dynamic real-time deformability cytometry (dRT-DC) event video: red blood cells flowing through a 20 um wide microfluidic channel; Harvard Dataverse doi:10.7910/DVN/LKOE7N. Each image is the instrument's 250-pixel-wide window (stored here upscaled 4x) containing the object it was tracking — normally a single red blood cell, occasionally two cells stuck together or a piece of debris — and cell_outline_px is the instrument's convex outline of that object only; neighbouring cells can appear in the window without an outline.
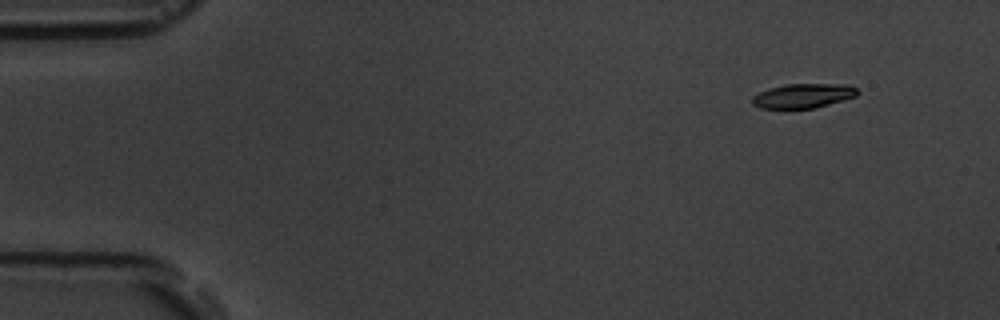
{"species": "common noctule bat (a hibernating species)", "species_latin": "Nyctalus noctula", "temperature_condition": "room temperature", "stored_images_in_passage": 11, "camera_frame_rate_fps": 3000, "um_per_image_px": 0.085, "animal": {"sex": "male", "body_mass_g": 19.5, "forearm_length_mm": 54.6}, "frame": {"image": 1, "passage_image": 2, "time_ms": 1.0, "image_size_px": [1000, 320], "cell_outline_px": [[860, 92], [856, 96], [828, 104], [812, 108], [760, 108], [752, 104], [752, 96], [760, 92], [784, 84], [852, 84]], "centroid_in_image_um": [68.3, 8.13], "position_along_channel_um": 16.7, "area_um2": 14.85}}
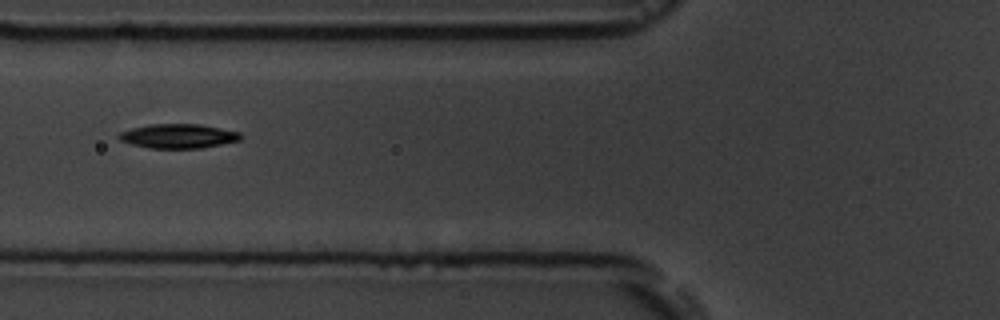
{"frame": {"image": 2, "passage_image": 6, "time_ms": 6.333, "image_size_px": [1000, 320], "cell_outline_px": [[240, 140], [200, 148], [148, 148], [132, 144], [120, 140], [116, 136], [120, 132], [132, 128], [148, 124], [200, 124], [240, 132]], "centroid_in_image_um": [15.11, 11.56], "position_along_channel_um": 110.7, "area_um2": 17.11}}
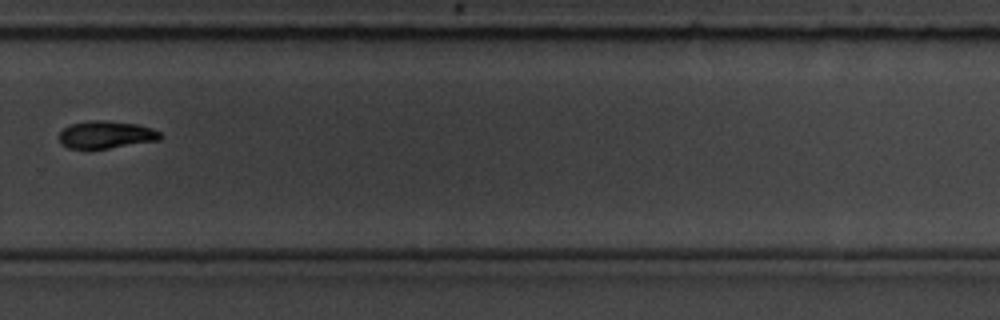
{"frame": {"image": 3, "passage_image": 11, "time_ms": 12.0, "image_size_px": [1000, 320], "cell_outline_px": [[160, 140], [108, 148], [68, 148], [60, 144], [60, 132], [68, 124], [88, 120], [104, 120], [136, 124], [152, 128], [160, 132]], "centroid_in_image_um": [8.98, 11.43], "position_along_channel_um": 320.8, "area_um2": 16.13}}